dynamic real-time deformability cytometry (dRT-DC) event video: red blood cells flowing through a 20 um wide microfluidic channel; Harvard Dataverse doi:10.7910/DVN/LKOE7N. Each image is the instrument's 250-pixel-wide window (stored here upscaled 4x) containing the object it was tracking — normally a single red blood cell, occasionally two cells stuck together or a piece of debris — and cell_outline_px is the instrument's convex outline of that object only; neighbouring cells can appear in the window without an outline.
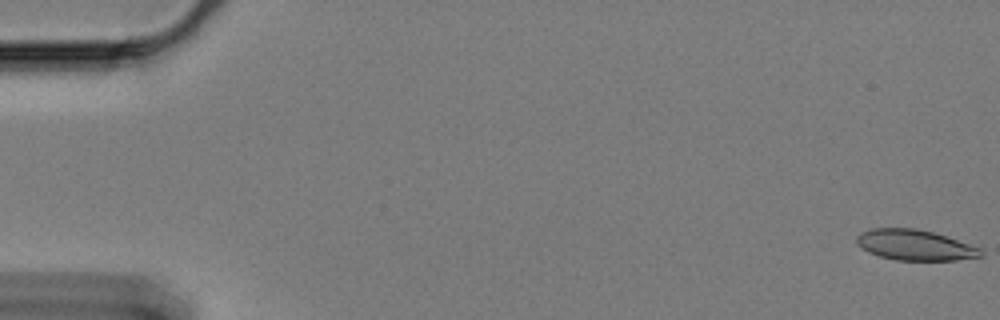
{"species": "Egyptian fruit bat (a non-hibernating species)", "species_latin": "Rousettus aegyptiacus", "temperature_condition": "cold", "stored_images_in_passage": 61, "camera_frame_rate_fps": 3000, "um_per_image_px": 0.085, "animal": {"sex": "female"}, "frame": {"image": 1, "passage_image": 1, "time_ms": 0.0, "image_size_px": [1000, 320], "cell_outline_px": [[984, 256], [956, 260], [896, 260], [880, 256], [868, 252], [860, 248], [856, 244], [856, 236], [860, 232], [872, 228], [916, 228], [932, 232], [980, 248], [984, 252]], "centroid_in_image_um": [77.72, 20.83], "position_along_channel_um": 7.3, "area_um2": 22.08}}
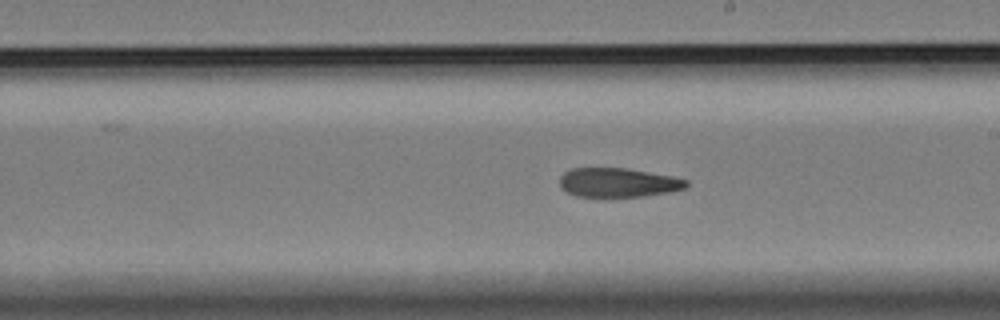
{"frame": {"image": 2, "passage_image": 35, "time_ms": 11.333, "image_size_px": [1000, 320], "cell_outline_px": [[688, 184], [684, 188], [672, 192], [644, 196], [600, 200], [576, 196], [560, 188], [560, 176], [564, 172], [572, 168], [628, 168], [672, 176], [688, 180]], "centroid_in_image_um": [52.5, 15.56], "position_along_channel_um": 236.5, "area_um2": 22.48}}
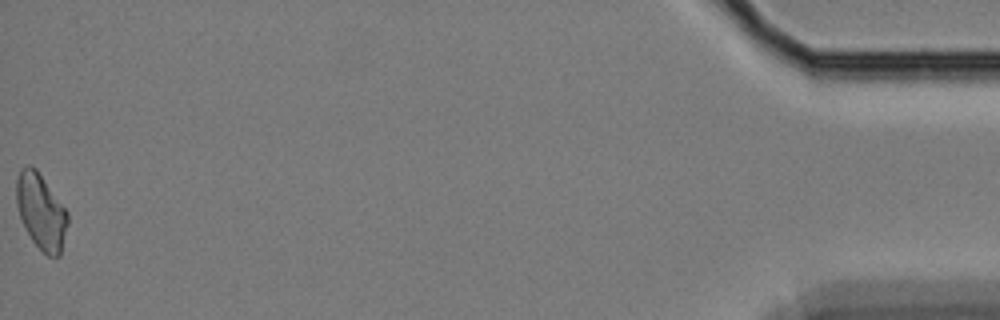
{"frame": {"image": 3, "passage_image": 61, "time_ms": 20.0, "image_size_px": [1000, 320], "cell_outline_px": [[68, 224], [60, 256], [48, 256], [32, 240], [20, 216], [16, 204], [16, 180], [20, 168], [24, 164], [32, 164], [36, 168], [68, 212]], "centroid_in_image_um": [3.48, 17.93], "position_along_channel_um": 431.7, "area_um2": 22.54}, "authors_computed_cell_mechanics": {"area_um2": 22.7732, "velocity_mm_per_s": 3.3276, "shape_relaxation_time_tau1_ms": null, "shape_relaxation_time_tau2_ms": 5.5316, "deformation_change_tau1": null, "deformation_change_tau2": 0.1198}}